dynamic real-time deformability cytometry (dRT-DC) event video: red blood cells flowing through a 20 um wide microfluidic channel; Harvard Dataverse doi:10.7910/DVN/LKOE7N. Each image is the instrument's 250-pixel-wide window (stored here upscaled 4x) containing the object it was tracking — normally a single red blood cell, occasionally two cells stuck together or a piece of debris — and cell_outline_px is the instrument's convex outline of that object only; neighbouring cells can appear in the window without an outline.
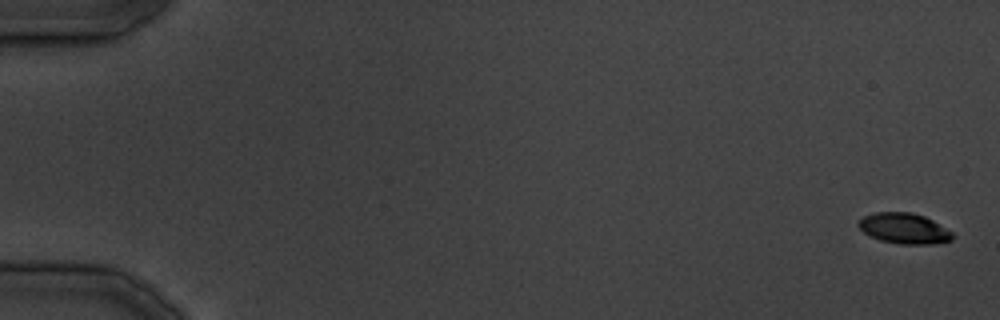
{"species": "common noctule bat (a hibernating species)", "species_latin": "Nyctalus noctula", "temperature_condition": "cold", "stored_images_in_passage": 38, "camera_frame_rate_fps": 3000, "um_per_image_px": 0.085, "animal": {"sex": "male", "body_mass_g": 19.5, "forearm_length_mm": 54.6}, "frame": {"image": 1, "passage_image": 1, "time_ms": 0.0, "image_size_px": [1000, 320], "cell_outline_px": [[952, 240], [932, 244], [900, 244], [880, 240], [864, 232], [856, 224], [864, 216], [876, 212], [912, 212], [924, 216], [932, 220], [952, 232]], "centroid_in_image_um": [76.84, 19.41], "position_along_channel_um": 8.2, "area_um2": 16.59}}
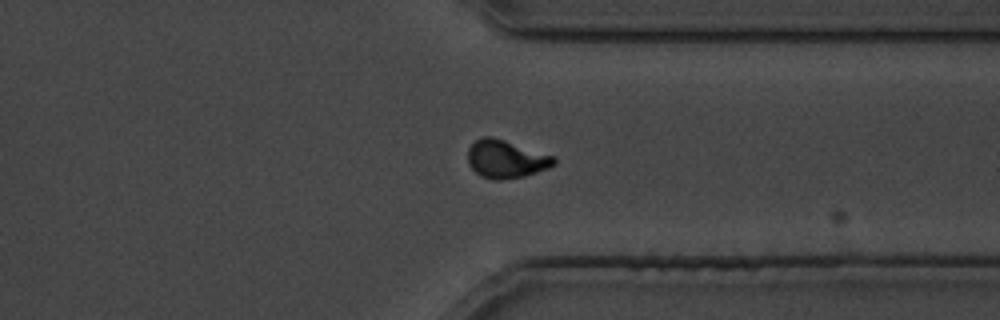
{"frame": {"image": 2, "passage_image": 30, "time_ms": 34.667, "image_size_px": [1000, 320], "cell_outline_px": [[556, 164], [548, 168], [524, 176], [500, 180], [496, 180], [480, 176], [468, 164], [468, 148], [476, 140], [484, 136], [492, 136], [556, 156]], "centroid_in_image_um": [43.02, 13.51], "position_along_channel_um": 368.4, "area_um2": 19.13}}
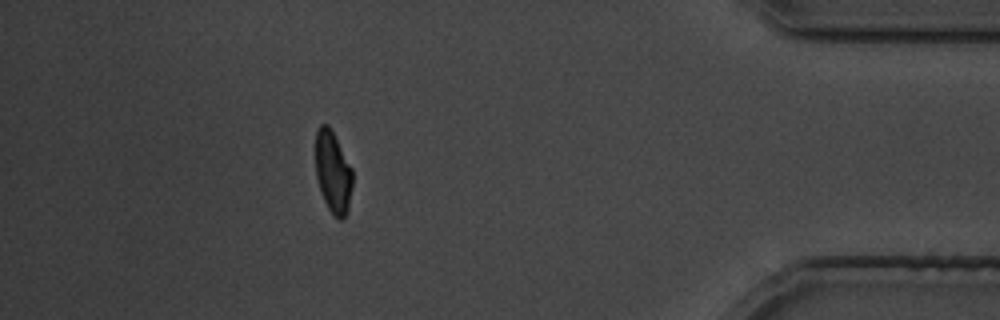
{"frame": {"image": 3, "passage_image": 34, "time_ms": 40.0, "image_size_px": [1000, 320], "cell_outline_px": [[352, 188], [348, 212], [340, 220], [328, 208], [320, 192], [316, 176], [316, 128], [320, 124], [328, 124], [332, 128], [352, 168]], "centroid_in_image_um": [28.3, 14.58], "position_along_channel_um": 406.9, "area_um2": 17.86}}